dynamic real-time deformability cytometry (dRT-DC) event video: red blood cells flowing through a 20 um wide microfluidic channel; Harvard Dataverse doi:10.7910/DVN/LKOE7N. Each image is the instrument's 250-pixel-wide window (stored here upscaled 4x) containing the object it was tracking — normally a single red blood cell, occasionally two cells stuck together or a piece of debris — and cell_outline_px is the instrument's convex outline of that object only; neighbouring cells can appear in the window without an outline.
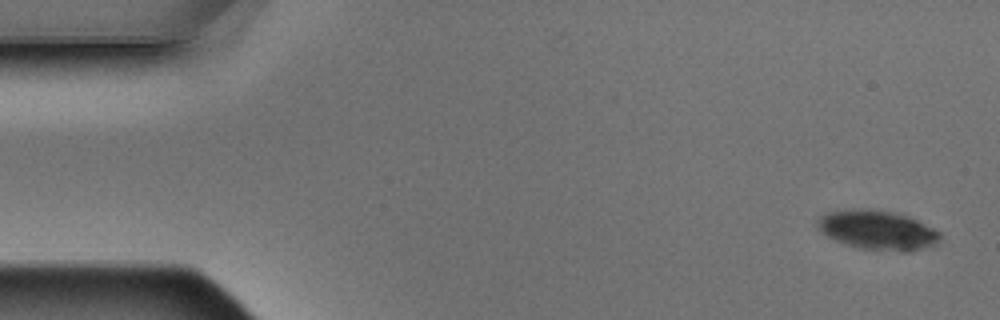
{"species": "Egyptian fruit bat (a non-hibernating species)", "species_latin": "Rousettus aegyptiacus", "temperature_condition": "warm", "stored_images_in_passage": 4, "camera_frame_rate_fps": 3000, "um_per_image_px": 0.085, "animal": {"sex": "male"}, "frame": {"image": 1, "passage_image": 1, "time_ms": 0.0, "image_size_px": [1000, 320], "cell_outline_px": [[940, 240], [924, 248], [908, 252], [900, 252], [860, 248], [836, 240], [828, 236], [816, 224], [816, 220], [820, 216], [828, 212], [892, 212], [908, 216], [940, 232]], "centroid_in_image_um": [74.65, 19.62], "position_along_channel_um": 10.4, "area_um2": 26.7}}
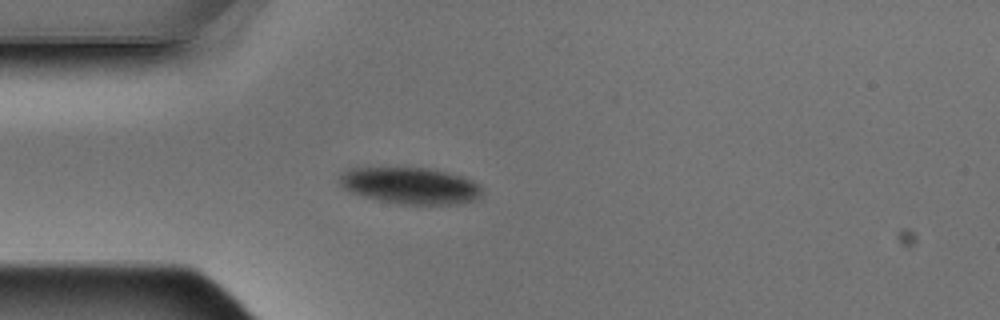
{"frame": {"image": 2, "passage_image": 4, "time_ms": 1.0, "image_size_px": [1000, 320], "cell_outline_px": [[484, 192], [480, 200], [464, 204], [400, 204], [380, 200], [364, 196], [352, 192], [344, 188], [340, 184], [340, 172], [348, 168], [428, 168], [448, 172], [472, 180], [480, 184]], "centroid_in_image_um": [34.96, 15.79], "position_along_channel_um": 50.0, "area_um2": 30.63}}